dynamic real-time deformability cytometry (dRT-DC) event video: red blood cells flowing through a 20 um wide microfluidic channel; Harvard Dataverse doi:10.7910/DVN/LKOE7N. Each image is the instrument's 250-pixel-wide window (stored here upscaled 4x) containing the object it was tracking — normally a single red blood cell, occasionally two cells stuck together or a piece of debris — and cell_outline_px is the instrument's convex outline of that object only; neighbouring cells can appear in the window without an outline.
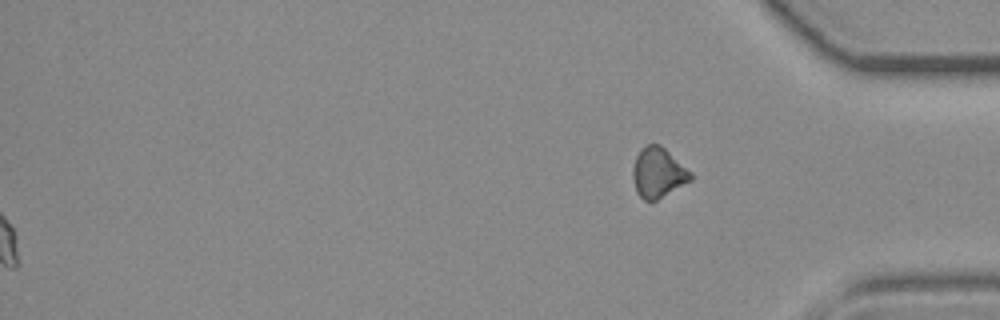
{"species": "common noctule bat (a hibernating species)", "species_latin": "Nyctalus noctula", "temperature_condition": "room temperature", "stored_images_in_passage": 45, "segment_of_instrument_passage": [2, 2], "camera_frame_rate_fps": 3000, "um_per_image_px": 0.085, "animal": {"sex": "female", "body_mass_g": 19.3, "forearm_length_mm": 54.1}, "frame": {"image": 1, "passage_image": 45, "time_ms": 14.667, "image_size_px": [1000, 320], "cell_outline_px": [[692, 180], [656, 200], [644, 200], [636, 192], [632, 180], [632, 168], [636, 156], [648, 144], [660, 144], [692, 172]], "centroid_in_image_um": [55.93, 14.69], "position_along_channel_um": 379.3, "area_um2": 16.76}}